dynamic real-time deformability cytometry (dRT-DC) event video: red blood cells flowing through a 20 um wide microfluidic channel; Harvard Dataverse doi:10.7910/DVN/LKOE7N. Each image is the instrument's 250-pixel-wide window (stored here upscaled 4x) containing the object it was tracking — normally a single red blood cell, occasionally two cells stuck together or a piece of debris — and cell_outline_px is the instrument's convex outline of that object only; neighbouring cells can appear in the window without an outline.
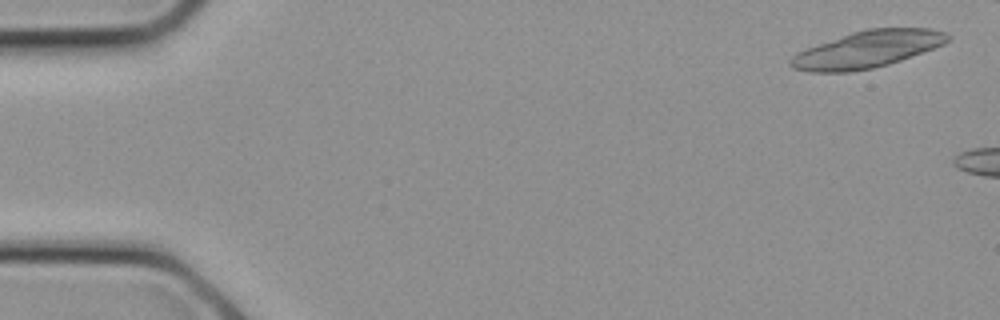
{"species": "common noctule bat (a hibernating species)", "species_latin": "Nyctalus noctula", "temperature_condition": "cold", "stored_images_in_passage": 3, "camera_frame_rate_fps": 3000, "um_per_image_px": 0.085, "animal": {"sex": "female", "body_mass_g": 21.9}, "frame": {"image": 1, "passage_image": 1, "time_ms": 0.0, "image_size_px": [1000, 320], "cell_outline_px": [[952, 40], [944, 44], [900, 60], [888, 64], [872, 68], [848, 72], [808, 72], [792, 68], [788, 64], [788, 60], [796, 52], [852, 32], [868, 28], [932, 28], [944, 32], [952, 36]], "centroid_in_image_um": [73.72, 4.19], "position_along_channel_um": 11.3, "area_um2": 33.7}}